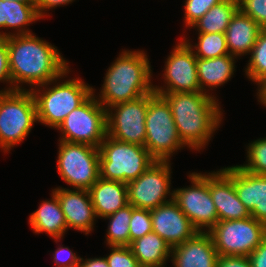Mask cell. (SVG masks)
I'll return each instance as SVG.
<instances>
[{
    "label": "cell",
    "instance_id": "cell-1",
    "mask_svg": "<svg viewBox=\"0 0 266 267\" xmlns=\"http://www.w3.org/2000/svg\"><path fill=\"white\" fill-rule=\"evenodd\" d=\"M13 90H29L58 78L69 62L56 46L31 34L6 37Z\"/></svg>",
    "mask_w": 266,
    "mask_h": 267
},
{
    "label": "cell",
    "instance_id": "cell-2",
    "mask_svg": "<svg viewBox=\"0 0 266 267\" xmlns=\"http://www.w3.org/2000/svg\"><path fill=\"white\" fill-rule=\"evenodd\" d=\"M170 105L182 142L191 150L205 149L223 120L215 95L204 92L159 93Z\"/></svg>",
    "mask_w": 266,
    "mask_h": 267
},
{
    "label": "cell",
    "instance_id": "cell-3",
    "mask_svg": "<svg viewBox=\"0 0 266 267\" xmlns=\"http://www.w3.org/2000/svg\"><path fill=\"white\" fill-rule=\"evenodd\" d=\"M149 58L144 50H123L107 68L99 97L92 94L105 108L115 104L132 101L154 92L152 70Z\"/></svg>",
    "mask_w": 266,
    "mask_h": 267
},
{
    "label": "cell",
    "instance_id": "cell-4",
    "mask_svg": "<svg viewBox=\"0 0 266 267\" xmlns=\"http://www.w3.org/2000/svg\"><path fill=\"white\" fill-rule=\"evenodd\" d=\"M70 72L69 67L58 78L31 90L36 102L38 123L57 129L71 111L92 95L93 87L82 78L63 79Z\"/></svg>",
    "mask_w": 266,
    "mask_h": 267
},
{
    "label": "cell",
    "instance_id": "cell-5",
    "mask_svg": "<svg viewBox=\"0 0 266 267\" xmlns=\"http://www.w3.org/2000/svg\"><path fill=\"white\" fill-rule=\"evenodd\" d=\"M98 148L100 177L106 180L127 184L156 161L145 146L121 142L108 135Z\"/></svg>",
    "mask_w": 266,
    "mask_h": 267
},
{
    "label": "cell",
    "instance_id": "cell-6",
    "mask_svg": "<svg viewBox=\"0 0 266 267\" xmlns=\"http://www.w3.org/2000/svg\"><path fill=\"white\" fill-rule=\"evenodd\" d=\"M37 122V107L31 90L0 93L1 151L10 152L23 142Z\"/></svg>",
    "mask_w": 266,
    "mask_h": 267
},
{
    "label": "cell",
    "instance_id": "cell-7",
    "mask_svg": "<svg viewBox=\"0 0 266 267\" xmlns=\"http://www.w3.org/2000/svg\"><path fill=\"white\" fill-rule=\"evenodd\" d=\"M144 146L157 161H170L178 150L185 148L179 137L172 111L167 100L155 92L148 94V110L145 119Z\"/></svg>",
    "mask_w": 266,
    "mask_h": 267
},
{
    "label": "cell",
    "instance_id": "cell-8",
    "mask_svg": "<svg viewBox=\"0 0 266 267\" xmlns=\"http://www.w3.org/2000/svg\"><path fill=\"white\" fill-rule=\"evenodd\" d=\"M57 172L72 189H87L99 179V148L59 140Z\"/></svg>",
    "mask_w": 266,
    "mask_h": 267
},
{
    "label": "cell",
    "instance_id": "cell-9",
    "mask_svg": "<svg viewBox=\"0 0 266 267\" xmlns=\"http://www.w3.org/2000/svg\"><path fill=\"white\" fill-rule=\"evenodd\" d=\"M208 233L218 255L248 257L266 238V225L250 216L218 221Z\"/></svg>",
    "mask_w": 266,
    "mask_h": 267
},
{
    "label": "cell",
    "instance_id": "cell-10",
    "mask_svg": "<svg viewBox=\"0 0 266 267\" xmlns=\"http://www.w3.org/2000/svg\"><path fill=\"white\" fill-rule=\"evenodd\" d=\"M56 130L59 140L99 147L107 135L106 109L92 94L71 111Z\"/></svg>",
    "mask_w": 266,
    "mask_h": 267
},
{
    "label": "cell",
    "instance_id": "cell-11",
    "mask_svg": "<svg viewBox=\"0 0 266 267\" xmlns=\"http://www.w3.org/2000/svg\"><path fill=\"white\" fill-rule=\"evenodd\" d=\"M188 179L190 186L173 189V200L199 232H208L218 222L210 193V172H190Z\"/></svg>",
    "mask_w": 266,
    "mask_h": 267
},
{
    "label": "cell",
    "instance_id": "cell-12",
    "mask_svg": "<svg viewBox=\"0 0 266 267\" xmlns=\"http://www.w3.org/2000/svg\"><path fill=\"white\" fill-rule=\"evenodd\" d=\"M171 171L170 161H154L137 179L127 183L128 203L152 210L173 200Z\"/></svg>",
    "mask_w": 266,
    "mask_h": 267
},
{
    "label": "cell",
    "instance_id": "cell-13",
    "mask_svg": "<svg viewBox=\"0 0 266 267\" xmlns=\"http://www.w3.org/2000/svg\"><path fill=\"white\" fill-rule=\"evenodd\" d=\"M148 94L106 109L107 135L115 140L144 146Z\"/></svg>",
    "mask_w": 266,
    "mask_h": 267
},
{
    "label": "cell",
    "instance_id": "cell-14",
    "mask_svg": "<svg viewBox=\"0 0 266 267\" xmlns=\"http://www.w3.org/2000/svg\"><path fill=\"white\" fill-rule=\"evenodd\" d=\"M163 75L164 86L153 85L159 93L201 92L197 74V57L181 38L167 56Z\"/></svg>",
    "mask_w": 266,
    "mask_h": 267
},
{
    "label": "cell",
    "instance_id": "cell-15",
    "mask_svg": "<svg viewBox=\"0 0 266 267\" xmlns=\"http://www.w3.org/2000/svg\"><path fill=\"white\" fill-rule=\"evenodd\" d=\"M150 214L152 231L171 248L193 238L199 232L174 200L150 210Z\"/></svg>",
    "mask_w": 266,
    "mask_h": 267
},
{
    "label": "cell",
    "instance_id": "cell-16",
    "mask_svg": "<svg viewBox=\"0 0 266 267\" xmlns=\"http://www.w3.org/2000/svg\"><path fill=\"white\" fill-rule=\"evenodd\" d=\"M232 180L250 216L266 225V175H256L238 165L221 168Z\"/></svg>",
    "mask_w": 266,
    "mask_h": 267
},
{
    "label": "cell",
    "instance_id": "cell-17",
    "mask_svg": "<svg viewBox=\"0 0 266 267\" xmlns=\"http://www.w3.org/2000/svg\"><path fill=\"white\" fill-rule=\"evenodd\" d=\"M64 214L68 230L81 231L89 235L96 224V214L87 189L54 188Z\"/></svg>",
    "mask_w": 266,
    "mask_h": 267
},
{
    "label": "cell",
    "instance_id": "cell-18",
    "mask_svg": "<svg viewBox=\"0 0 266 267\" xmlns=\"http://www.w3.org/2000/svg\"><path fill=\"white\" fill-rule=\"evenodd\" d=\"M218 253L208 232H198L193 238L171 248L174 267H217Z\"/></svg>",
    "mask_w": 266,
    "mask_h": 267
},
{
    "label": "cell",
    "instance_id": "cell-19",
    "mask_svg": "<svg viewBox=\"0 0 266 267\" xmlns=\"http://www.w3.org/2000/svg\"><path fill=\"white\" fill-rule=\"evenodd\" d=\"M210 193L218 221L250 217L249 211L237 196L233 180L222 169L210 172Z\"/></svg>",
    "mask_w": 266,
    "mask_h": 267
},
{
    "label": "cell",
    "instance_id": "cell-20",
    "mask_svg": "<svg viewBox=\"0 0 266 267\" xmlns=\"http://www.w3.org/2000/svg\"><path fill=\"white\" fill-rule=\"evenodd\" d=\"M97 218L103 219L128 205L127 184L101 177L88 190Z\"/></svg>",
    "mask_w": 266,
    "mask_h": 267
},
{
    "label": "cell",
    "instance_id": "cell-21",
    "mask_svg": "<svg viewBox=\"0 0 266 267\" xmlns=\"http://www.w3.org/2000/svg\"><path fill=\"white\" fill-rule=\"evenodd\" d=\"M35 234L46 233L55 242H60L68 231L67 223L56 193L52 190L51 200L41 201L28 220Z\"/></svg>",
    "mask_w": 266,
    "mask_h": 267
},
{
    "label": "cell",
    "instance_id": "cell-22",
    "mask_svg": "<svg viewBox=\"0 0 266 267\" xmlns=\"http://www.w3.org/2000/svg\"><path fill=\"white\" fill-rule=\"evenodd\" d=\"M261 30L251 17L238 10L225 31L229 54L237 58L249 55Z\"/></svg>",
    "mask_w": 266,
    "mask_h": 267
},
{
    "label": "cell",
    "instance_id": "cell-23",
    "mask_svg": "<svg viewBox=\"0 0 266 267\" xmlns=\"http://www.w3.org/2000/svg\"><path fill=\"white\" fill-rule=\"evenodd\" d=\"M40 19L36 11L35 2L0 0V30L15 29L13 31L15 33L0 31L1 37L31 34L32 31L27 26Z\"/></svg>",
    "mask_w": 266,
    "mask_h": 267
},
{
    "label": "cell",
    "instance_id": "cell-24",
    "mask_svg": "<svg viewBox=\"0 0 266 267\" xmlns=\"http://www.w3.org/2000/svg\"><path fill=\"white\" fill-rule=\"evenodd\" d=\"M236 60H238L237 57L230 54L210 59L197 58V74L201 92L212 95L210 90L231 80L236 71Z\"/></svg>",
    "mask_w": 266,
    "mask_h": 267
},
{
    "label": "cell",
    "instance_id": "cell-25",
    "mask_svg": "<svg viewBox=\"0 0 266 267\" xmlns=\"http://www.w3.org/2000/svg\"><path fill=\"white\" fill-rule=\"evenodd\" d=\"M129 247L141 267H165L171 258V246L153 231L132 241Z\"/></svg>",
    "mask_w": 266,
    "mask_h": 267
},
{
    "label": "cell",
    "instance_id": "cell-26",
    "mask_svg": "<svg viewBox=\"0 0 266 267\" xmlns=\"http://www.w3.org/2000/svg\"><path fill=\"white\" fill-rule=\"evenodd\" d=\"M239 10L235 0H224L210 8L201 18L190 27L198 33H225L233 16Z\"/></svg>",
    "mask_w": 266,
    "mask_h": 267
},
{
    "label": "cell",
    "instance_id": "cell-27",
    "mask_svg": "<svg viewBox=\"0 0 266 267\" xmlns=\"http://www.w3.org/2000/svg\"><path fill=\"white\" fill-rule=\"evenodd\" d=\"M135 207L131 204L126 205L124 208L119 209L115 213L104 217L108 220V229L106 238L107 246H129L130 245V219L132 210Z\"/></svg>",
    "mask_w": 266,
    "mask_h": 267
},
{
    "label": "cell",
    "instance_id": "cell-28",
    "mask_svg": "<svg viewBox=\"0 0 266 267\" xmlns=\"http://www.w3.org/2000/svg\"><path fill=\"white\" fill-rule=\"evenodd\" d=\"M201 59H210L229 54L225 33H198V43L193 46L190 39L182 38Z\"/></svg>",
    "mask_w": 266,
    "mask_h": 267
},
{
    "label": "cell",
    "instance_id": "cell-29",
    "mask_svg": "<svg viewBox=\"0 0 266 267\" xmlns=\"http://www.w3.org/2000/svg\"><path fill=\"white\" fill-rule=\"evenodd\" d=\"M245 76L256 85L266 77V29H262L250 52Z\"/></svg>",
    "mask_w": 266,
    "mask_h": 267
},
{
    "label": "cell",
    "instance_id": "cell-30",
    "mask_svg": "<svg viewBox=\"0 0 266 267\" xmlns=\"http://www.w3.org/2000/svg\"><path fill=\"white\" fill-rule=\"evenodd\" d=\"M247 156L241 169L256 175H266V137L251 141L246 146Z\"/></svg>",
    "mask_w": 266,
    "mask_h": 267
},
{
    "label": "cell",
    "instance_id": "cell-31",
    "mask_svg": "<svg viewBox=\"0 0 266 267\" xmlns=\"http://www.w3.org/2000/svg\"><path fill=\"white\" fill-rule=\"evenodd\" d=\"M130 243L147 233L152 232V218L150 210L134 208L129 224Z\"/></svg>",
    "mask_w": 266,
    "mask_h": 267
},
{
    "label": "cell",
    "instance_id": "cell-32",
    "mask_svg": "<svg viewBox=\"0 0 266 267\" xmlns=\"http://www.w3.org/2000/svg\"><path fill=\"white\" fill-rule=\"evenodd\" d=\"M224 0H185L184 5V24L187 29L201 18L211 7L218 5Z\"/></svg>",
    "mask_w": 266,
    "mask_h": 267
},
{
    "label": "cell",
    "instance_id": "cell-33",
    "mask_svg": "<svg viewBox=\"0 0 266 267\" xmlns=\"http://www.w3.org/2000/svg\"><path fill=\"white\" fill-rule=\"evenodd\" d=\"M110 254L105 256L109 267H141L129 246H109Z\"/></svg>",
    "mask_w": 266,
    "mask_h": 267
},
{
    "label": "cell",
    "instance_id": "cell-34",
    "mask_svg": "<svg viewBox=\"0 0 266 267\" xmlns=\"http://www.w3.org/2000/svg\"><path fill=\"white\" fill-rule=\"evenodd\" d=\"M239 10L266 29V0H239Z\"/></svg>",
    "mask_w": 266,
    "mask_h": 267
},
{
    "label": "cell",
    "instance_id": "cell-35",
    "mask_svg": "<svg viewBox=\"0 0 266 267\" xmlns=\"http://www.w3.org/2000/svg\"><path fill=\"white\" fill-rule=\"evenodd\" d=\"M0 82L9 83V87L0 90V93L12 91L11 74L9 67V55L6 38L0 36Z\"/></svg>",
    "mask_w": 266,
    "mask_h": 267
},
{
    "label": "cell",
    "instance_id": "cell-36",
    "mask_svg": "<svg viewBox=\"0 0 266 267\" xmlns=\"http://www.w3.org/2000/svg\"><path fill=\"white\" fill-rule=\"evenodd\" d=\"M74 253L68 246L63 247V245H59V247L53 253V260L56 267H79L80 256Z\"/></svg>",
    "mask_w": 266,
    "mask_h": 267
},
{
    "label": "cell",
    "instance_id": "cell-37",
    "mask_svg": "<svg viewBox=\"0 0 266 267\" xmlns=\"http://www.w3.org/2000/svg\"><path fill=\"white\" fill-rule=\"evenodd\" d=\"M73 1L75 0H35V6L38 16L43 20L45 16L47 18L50 15L47 13L50 9L52 10L62 5L66 6L67 4H71Z\"/></svg>",
    "mask_w": 266,
    "mask_h": 267
},
{
    "label": "cell",
    "instance_id": "cell-38",
    "mask_svg": "<svg viewBox=\"0 0 266 267\" xmlns=\"http://www.w3.org/2000/svg\"><path fill=\"white\" fill-rule=\"evenodd\" d=\"M217 267H252L247 256H223L217 258Z\"/></svg>",
    "mask_w": 266,
    "mask_h": 267
},
{
    "label": "cell",
    "instance_id": "cell-39",
    "mask_svg": "<svg viewBox=\"0 0 266 267\" xmlns=\"http://www.w3.org/2000/svg\"><path fill=\"white\" fill-rule=\"evenodd\" d=\"M252 267H266V238L249 254Z\"/></svg>",
    "mask_w": 266,
    "mask_h": 267
},
{
    "label": "cell",
    "instance_id": "cell-40",
    "mask_svg": "<svg viewBox=\"0 0 266 267\" xmlns=\"http://www.w3.org/2000/svg\"><path fill=\"white\" fill-rule=\"evenodd\" d=\"M79 267H109L105 257L80 258Z\"/></svg>",
    "mask_w": 266,
    "mask_h": 267
},
{
    "label": "cell",
    "instance_id": "cell-41",
    "mask_svg": "<svg viewBox=\"0 0 266 267\" xmlns=\"http://www.w3.org/2000/svg\"><path fill=\"white\" fill-rule=\"evenodd\" d=\"M257 99L258 102H260L264 107H266V77L263 78L258 84H257Z\"/></svg>",
    "mask_w": 266,
    "mask_h": 267
},
{
    "label": "cell",
    "instance_id": "cell-42",
    "mask_svg": "<svg viewBox=\"0 0 266 267\" xmlns=\"http://www.w3.org/2000/svg\"><path fill=\"white\" fill-rule=\"evenodd\" d=\"M3 1H6V0H3ZM8 1L35 2V0H8Z\"/></svg>",
    "mask_w": 266,
    "mask_h": 267
}]
</instances>
